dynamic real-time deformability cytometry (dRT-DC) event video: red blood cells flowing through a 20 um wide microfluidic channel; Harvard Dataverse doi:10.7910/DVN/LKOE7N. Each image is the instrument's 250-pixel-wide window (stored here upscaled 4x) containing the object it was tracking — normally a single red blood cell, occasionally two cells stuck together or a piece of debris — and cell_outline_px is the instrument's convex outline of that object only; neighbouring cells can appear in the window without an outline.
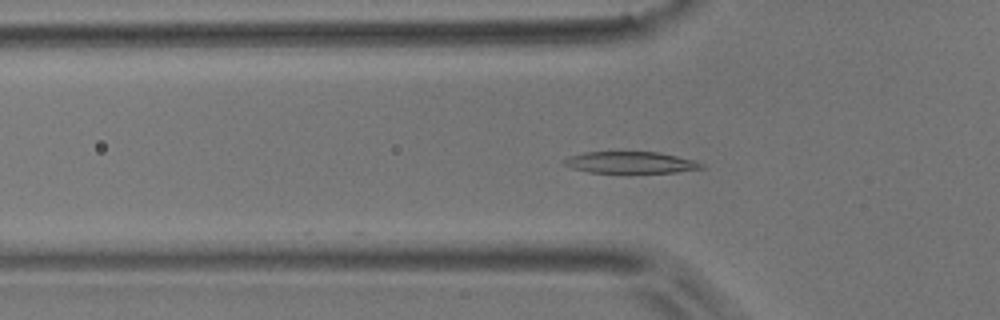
{"species": "common noctule bat (a hibernating species)", "species_latin": "Nyctalus noctula", "temperature_condition": "room temperature", "stored_images_in_passage": 13, "camera_frame_rate_fps": 3000, "um_per_image_px": 0.085, "animal": {"sex": "male", "body_mass_g": 17.9}, "frame": {"image": 1, "passage_image": 4, "time_ms": 1.0, "image_size_px": [1000, 320], "cell_outline_px": [[704, 168], [676, 172], [628, 176], [588, 172], [572, 168], [564, 164], [564, 160], [568, 156], [584, 152], [660, 152], [696, 160], [704, 164]], "centroid_in_image_um": [53.63, 13.86], "position_along_channel_um": 72.2, "area_um2": 18.5}}
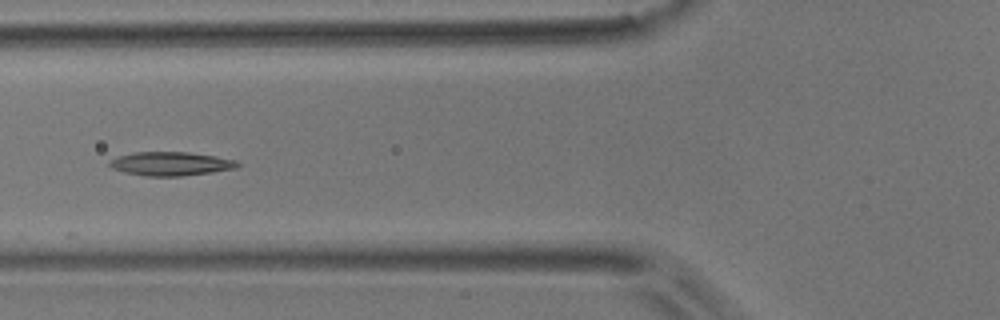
{"frame": {"image": 2, "passage_image": 7, "time_ms": 2.0, "image_size_px": [1000, 320], "cell_outline_px": [[240, 164], [236, 168], [212, 172], [180, 176], [144, 176], [124, 172], [112, 168], [108, 164], [108, 160], [116, 156], [132, 152], [188, 152], [216, 156], [236, 160]], "centroid_in_image_um": [14.47, 13.91], "position_along_channel_um": 111.3, "area_um2": 17.86}}
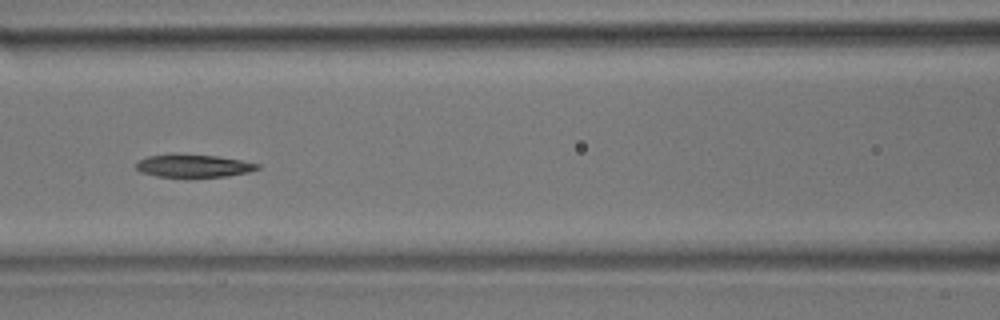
{"frame": {"image": 3, "passage_image": 10, "time_ms": 3.0, "image_size_px": [1000, 320], "cell_outline_px": [[260, 168], [248, 172], [228, 176], [188, 180], [156, 176], [140, 172], [136, 168], [136, 164], [140, 160], [148, 156], [168, 152], [176, 152], [216, 156], [240, 160], [260, 164]], "centroid_in_image_um": [16.39, 14.12], "position_along_channel_um": 150.2, "area_um2": 17.34}}